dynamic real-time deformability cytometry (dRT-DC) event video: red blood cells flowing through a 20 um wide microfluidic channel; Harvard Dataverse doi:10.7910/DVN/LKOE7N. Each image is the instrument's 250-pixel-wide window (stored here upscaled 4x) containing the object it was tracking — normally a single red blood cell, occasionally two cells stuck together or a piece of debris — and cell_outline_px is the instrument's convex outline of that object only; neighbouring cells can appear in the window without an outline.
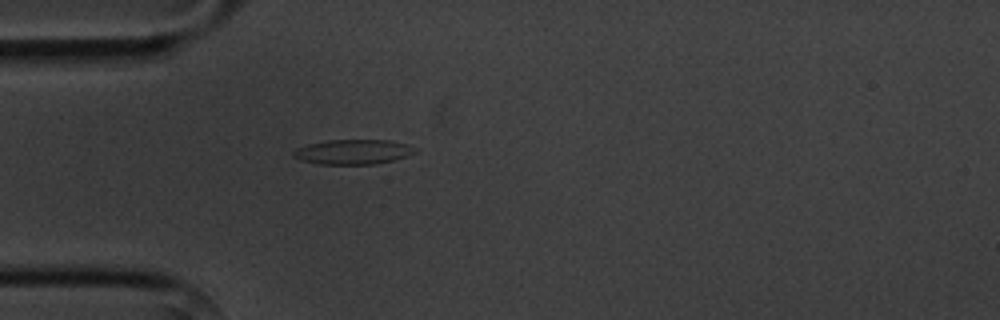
{"species": "common noctule bat (a hibernating species)", "species_latin": "Nyctalus noctula", "temperature_condition": "cold", "stored_images_in_passage": 4, "camera_frame_rate_fps": 3000, "um_per_image_px": 0.085, "animal": {"sex": "male", "body_mass_g": 20.1, "forearm_length_mm": 53.5}, "frame": {"image": 1, "passage_image": 4, "time_ms": 4.333, "image_size_px": [1000, 320], "cell_outline_px": [[416, 152], [392, 160], [376, 164], [320, 164], [300, 160], [292, 156], [292, 152], [296, 148], [308, 144], [328, 140], [388, 140], [404, 144], [416, 148]], "centroid_in_image_um": [29.95, 12.91], "position_along_channel_um": 55.1, "area_um2": 17.4}}